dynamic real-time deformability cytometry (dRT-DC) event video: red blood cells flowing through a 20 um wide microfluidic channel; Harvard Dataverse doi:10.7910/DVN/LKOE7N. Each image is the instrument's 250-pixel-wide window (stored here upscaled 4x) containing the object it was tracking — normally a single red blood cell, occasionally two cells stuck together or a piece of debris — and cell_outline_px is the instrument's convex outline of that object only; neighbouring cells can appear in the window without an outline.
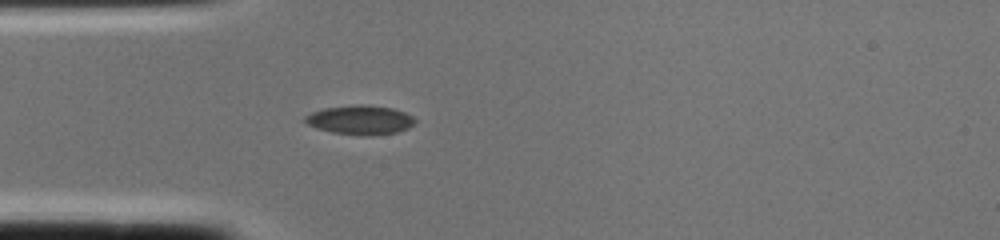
{"species": "common noctule bat (a hibernating species)", "species_latin": "Nyctalus noctula", "temperature_condition": "cold", "stored_images_in_passage": 1, "camera_frame_rate_fps": 3000, "um_per_image_px": 0.085, "animal": {"sex": "female", "body_mass_g": 22.0, "forearm_length_mm": 56.7}, "frame": {"image": 1, "passage_image": 1, "time_ms": 0.0, "image_size_px": [1000, 240], "cell_outline_px": [[416, 124], [408, 128], [396, 132], [332, 132], [316, 128], [308, 124], [304, 120], [304, 116], [312, 112], [324, 108], [360, 104], [364, 104], [392, 108], [404, 112], [412, 116], [416, 120]], "centroid_in_image_um": [30.61, 10.13], "position_along_channel_um": 54.4, "area_um2": 17.74}}